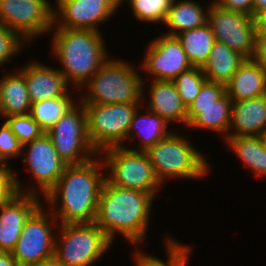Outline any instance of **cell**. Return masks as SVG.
<instances>
[{"mask_svg":"<svg viewBox=\"0 0 266 266\" xmlns=\"http://www.w3.org/2000/svg\"><path fill=\"white\" fill-rule=\"evenodd\" d=\"M176 37L181 43L191 65L203 68L215 43V37L209 24L205 23L195 29L182 31Z\"/></svg>","mask_w":266,"mask_h":266,"instance_id":"obj_25","label":"cell"},{"mask_svg":"<svg viewBox=\"0 0 266 266\" xmlns=\"http://www.w3.org/2000/svg\"><path fill=\"white\" fill-rule=\"evenodd\" d=\"M5 119V122L22 145L31 142L45 133L30 114L12 115Z\"/></svg>","mask_w":266,"mask_h":266,"instance_id":"obj_32","label":"cell"},{"mask_svg":"<svg viewBox=\"0 0 266 266\" xmlns=\"http://www.w3.org/2000/svg\"><path fill=\"white\" fill-rule=\"evenodd\" d=\"M79 103V108L75 103L46 132L67 165L82 164L96 154L99 156L88 138L86 109L82 102Z\"/></svg>","mask_w":266,"mask_h":266,"instance_id":"obj_9","label":"cell"},{"mask_svg":"<svg viewBox=\"0 0 266 266\" xmlns=\"http://www.w3.org/2000/svg\"><path fill=\"white\" fill-rule=\"evenodd\" d=\"M118 146L101 152L105 167L110 168L106 179L114 186L136 189L154 198L161 187L146 151Z\"/></svg>","mask_w":266,"mask_h":266,"instance_id":"obj_6","label":"cell"},{"mask_svg":"<svg viewBox=\"0 0 266 266\" xmlns=\"http://www.w3.org/2000/svg\"><path fill=\"white\" fill-rule=\"evenodd\" d=\"M34 193L17 192L0 205V252H12L25 222L41 205Z\"/></svg>","mask_w":266,"mask_h":266,"instance_id":"obj_16","label":"cell"},{"mask_svg":"<svg viewBox=\"0 0 266 266\" xmlns=\"http://www.w3.org/2000/svg\"><path fill=\"white\" fill-rule=\"evenodd\" d=\"M55 29L52 51L64 68L59 71L69 84L81 88L108 59L104 38L94 30Z\"/></svg>","mask_w":266,"mask_h":266,"instance_id":"obj_3","label":"cell"},{"mask_svg":"<svg viewBox=\"0 0 266 266\" xmlns=\"http://www.w3.org/2000/svg\"><path fill=\"white\" fill-rule=\"evenodd\" d=\"M148 111L154 112L167 123L183 122L187 126V108L172 81L152 80Z\"/></svg>","mask_w":266,"mask_h":266,"instance_id":"obj_20","label":"cell"},{"mask_svg":"<svg viewBox=\"0 0 266 266\" xmlns=\"http://www.w3.org/2000/svg\"><path fill=\"white\" fill-rule=\"evenodd\" d=\"M232 100L225 93L214 105L208 107H188L187 127L204 128L215 132L223 133L226 138L229 136L231 127Z\"/></svg>","mask_w":266,"mask_h":266,"instance_id":"obj_21","label":"cell"},{"mask_svg":"<svg viewBox=\"0 0 266 266\" xmlns=\"http://www.w3.org/2000/svg\"><path fill=\"white\" fill-rule=\"evenodd\" d=\"M95 160L93 157L82 164L67 165L56 185L44 196L52 209L61 203L58 211L54 208L51 221L55 223L58 218L61 224L95 221L100 192L106 179L101 172L104 161L101 164V161Z\"/></svg>","mask_w":266,"mask_h":266,"instance_id":"obj_1","label":"cell"},{"mask_svg":"<svg viewBox=\"0 0 266 266\" xmlns=\"http://www.w3.org/2000/svg\"><path fill=\"white\" fill-rule=\"evenodd\" d=\"M154 199L151 194L117 187L105 179L94 222L111 242L116 233H120L129 242L140 244L147 234L149 212Z\"/></svg>","mask_w":266,"mask_h":266,"instance_id":"obj_2","label":"cell"},{"mask_svg":"<svg viewBox=\"0 0 266 266\" xmlns=\"http://www.w3.org/2000/svg\"><path fill=\"white\" fill-rule=\"evenodd\" d=\"M140 103L84 104L88 138L97 153L123 146Z\"/></svg>","mask_w":266,"mask_h":266,"instance_id":"obj_8","label":"cell"},{"mask_svg":"<svg viewBox=\"0 0 266 266\" xmlns=\"http://www.w3.org/2000/svg\"><path fill=\"white\" fill-rule=\"evenodd\" d=\"M41 204L27 219L11 252L21 266H33L54 256L55 240L48 213ZM48 216V217H47Z\"/></svg>","mask_w":266,"mask_h":266,"instance_id":"obj_12","label":"cell"},{"mask_svg":"<svg viewBox=\"0 0 266 266\" xmlns=\"http://www.w3.org/2000/svg\"><path fill=\"white\" fill-rule=\"evenodd\" d=\"M225 93V84L206 80L202 85L198 96L188 107H208L214 105V102L221 98Z\"/></svg>","mask_w":266,"mask_h":266,"instance_id":"obj_36","label":"cell"},{"mask_svg":"<svg viewBox=\"0 0 266 266\" xmlns=\"http://www.w3.org/2000/svg\"><path fill=\"white\" fill-rule=\"evenodd\" d=\"M60 239L55 240L56 258L65 266H89L111 246L105 232L95 223L60 225Z\"/></svg>","mask_w":266,"mask_h":266,"instance_id":"obj_7","label":"cell"},{"mask_svg":"<svg viewBox=\"0 0 266 266\" xmlns=\"http://www.w3.org/2000/svg\"><path fill=\"white\" fill-rule=\"evenodd\" d=\"M125 0L120 1V5ZM132 13L141 22H164L173 0H127Z\"/></svg>","mask_w":266,"mask_h":266,"instance_id":"obj_30","label":"cell"},{"mask_svg":"<svg viewBox=\"0 0 266 266\" xmlns=\"http://www.w3.org/2000/svg\"><path fill=\"white\" fill-rule=\"evenodd\" d=\"M146 51L141 67L153 75L152 80L173 81L193 67L176 36L161 35L149 43Z\"/></svg>","mask_w":266,"mask_h":266,"instance_id":"obj_14","label":"cell"},{"mask_svg":"<svg viewBox=\"0 0 266 266\" xmlns=\"http://www.w3.org/2000/svg\"><path fill=\"white\" fill-rule=\"evenodd\" d=\"M53 8L47 0H0V23L30 42L52 31Z\"/></svg>","mask_w":266,"mask_h":266,"instance_id":"obj_10","label":"cell"},{"mask_svg":"<svg viewBox=\"0 0 266 266\" xmlns=\"http://www.w3.org/2000/svg\"><path fill=\"white\" fill-rule=\"evenodd\" d=\"M206 77L200 67H191L190 69L182 72L172 82L178 90L182 103L188 106L198 96L199 91L206 81Z\"/></svg>","mask_w":266,"mask_h":266,"instance_id":"obj_31","label":"cell"},{"mask_svg":"<svg viewBox=\"0 0 266 266\" xmlns=\"http://www.w3.org/2000/svg\"><path fill=\"white\" fill-rule=\"evenodd\" d=\"M173 132L146 151L160 183L168 177L192 180L206 176L210 167L205 156L186 137Z\"/></svg>","mask_w":266,"mask_h":266,"instance_id":"obj_5","label":"cell"},{"mask_svg":"<svg viewBox=\"0 0 266 266\" xmlns=\"http://www.w3.org/2000/svg\"><path fill=\"white\" fill-rule=\"evenodd\" d=\"M143 82L130 63L108 58L83 85L88 92L80 100L83 104L140 103Z\"/></svg>","mask_w":266,"mask_h":266,"instance_id":"obj_4","label":"cell"},{"mask_svg":"<svg viewBox=\"0 0 266 266\" xmlns=\"http://www.w3.org/2000/svg\"><path fill=\"white\" fill-rule=\"evenodd\" d=\"M33 266H65V265L62 262H60L54 255Z\"/></svg>","mask_w":266,"mask_h":266,"instance_id":"obj_41","label":"cell"},{"mask_svg":"<svg viewBox=\"0 0 266 266\" xmlns=\"http://www.w3.org/2000/svg\"><path fill=\"white\" fill-rule=\"evenodd\" d=\"M207 9L205 11L200 4L193 0H173L163 22L171 30L166 34L176 36L182 31L203 26L207 23L209 7Z\"/></svg>","mask_w":266,"mask_h":266,"instance_id":"obj_24","label":"cell"},{"mask_svg":"<svg viewBox=\"0 0 266 266\" xmlns=\"http://www.w3.org/2000/svg\"><path fill=\"white\" fill-rule=\"evenodd\" d=\"M262 136H263V138L265 140V143H266V129H265V132H264V134Z\"/></svg>","mask_w":266,"mask_h":266,"instance_id":"obj_43","label":"cell"},{"mask_svg":"<svg viewBox=\"0 0 266 266\" xmlns=\"http://www.w3.org/2000/svg\"><path fill=\"white\" fill-rule=\"evenodd\" d=\"M226 93L232 101L266 95V71L254 59H245L226 84Z\"/></svg>","mask_w":266,"mask_h":266,"instance_id":"obj_19","label":"cell"},{"mask_svg":"<svg viewBox=\"0 0 266 266\" xmlns=\"http://www.w3.org/2000/svg\"><path fill=\"white\" fill-rule=\"evenodd\" d=\"M166 245L168 251V259L165 263L164 260L157 259L154 256L143 254L141 251L136 252L135 260L136 266H186L189 254H191L192 248L180 243L171 237H166Z\"/></svg>","mask_w":266,"mask_h":266,"instance_id":"obj_29","label":"cell"},{"mask_svg":"<svg viewBox=\"0 0 266 266\" xmlns=\"http://www.w3.org/2000/svg\"><path fill=\"white\" fill-rule=\"evenodd\" d=\"M24 43L26 42L16 32L0 23V67L10 62V59L20 52Z\"/></svg>","mask_w":266,"mask_h":266,"instance_id":"obj_34","label":"cell"},{"mask_svg":"<svg viewBox=\"0 0 266 266\" xmlns=\"http://www.w3.org/2000/svg\"><path fill=\"white\" fill-rule=\"evenodd\" d=\"M215 41L226 44L246 59H253L256 43V23L254 17L225 10L214 2L207 16Z\"/></svg>","mask_w":266,"mask_h":266,"instance_id":"obj_11","label":"cell"},{"mask_svg":"<svg viewBox=\"0 0 266 266\" xmlns=\"http://www.w3.org/2000/svg\"><path fill=\"white\" fill-rule=\"evenodd\" d=\"M0 266H21L11 252H0Z\"/></svg>","mask_w":266,"mask_h":266,"instance_id":"obj_40","label":"cell"},{"mask_svg":"<svg viewBox=\"0 0 266 266\" xmlns=\"http://www.w3.org/2000/svg\"><path fill=\"white\" fill-rule=\"evenodd\" d=\"M256 35H266V10L257 14L255 17Z\"/></svg>","mask_w":266,"mask_h":266,"instance_id":"obj_39","label":"cell"},{"mask_svg":"<svg viewBox=\"0 0 266 266\" xmlns=\"http://www.w3.org/2000/svg\"><path fill=\"white\" fill-rule=\"evenodd\" d=\"M70 96L32 103L30 115L47 132L74 105Z\"/></svg>","mask_w":266,"mask_h":266,"instance_id":"obj_28","label":"cell"},{"mask_svg":"<svg viewBox=\"0 0 266 266\" xmlns=\"http://www.w3.org/2000/svg\"><path fill=\"white\" fill-rule=\"evenodd\" d=\"M266 10V0H254V17Z\"/></svg>","mask_w":266,"mask_h":266,"instance_id":"obj_42","label":"cell"},{"mask_svg":"<svg viewBox=\"0 0 266 266\" xmlns=\"http://www.w3.org/2000/svg\"><path fill=\"white\" fill-rule=\"evenodd\" d=\"M18 70L16 74H6L0 80V114L4 118L31 112L32 104L24 73L20 69Z\"/></svg>","mask_w":266,"mask_h":266,"instance_id":"obj_22","label":"cell"},{"mask_svg":"<svg viewBox=\"0 0 266 266\" xmlns=\"http://www.w3.org/2000/svg\"><path fill=\"white\" fill-rule=\"evenodd\" d=\"M20 70L24 73L31 104L38 101L70 96L66 92L69 83L59 69L34 61Z\"/></svg>","mask_w":266,"mask_h":266,"instance_id":"obj_17","label":"cell"},{"mask_svg":"<svg viewBox=\"0 0 266 266\" xmlns=\"http://www.w3.org/2000/svg\"><path fill=\"white\" fill-rule=\"evenodd\" d=\"M22 144L5 122L0 129V161L22 155Z\"/></svg>","mask_w":266,"mask_h":266,"instance_id":"obj_35","label":"cell"},{"mask_svg":"<svg viewBox=\"0 0 266 266\" xmlns=\"http://www.w3.org/2000/svg\"><path fill=\"white\" fill-rule=\"evenodd\" d=\"M226 141L254 174L266 176V143L263 136H228Z\"/></svg>","mask_w":266,"mask_h":266,"instance_id":"obj_26","label":"cell"},{"mask_svg":"<svg viewBox=\"0 0 266 266\" xmlns=\"http://www.w3.org/2000/svg\"><path fill=\"white\" fill-rule=\"evenodd\" d=\"M139 109L134 112L130 128L128 131V137L137 131L138 136L142 138L141 145L137 151H147L150 147H153L158 141L167 137L171 132L167 131L169 123L154 112L149 111L147 114L139 115ZM130 135V136H129Z\"/></svg>","mask_w":266,"mask_h":266,"instance_id":"obj_27","label":"cell"},{"mask_svg":"<svg viewBox=\"0 0 266 266\" xmlns=\"http://www.w3.org/2000/svg\"><path fill=\"white\" fill-rule=\"evenodd\" d=\"M253 59L266 71V35H256Z\"/></svg>","mask_w":266,"mask_h":266,"instance_id":"obj_38","label":"cell"},{"mask_svg":"<svg viewBox=\"0 0 266 266\" xmlns=\"http://www.w3.org/2000/svg\"><path fill=\"white\" fill-rule=\"evenodd\" d=\"M231 126L236 132H229V136H262L266 129V95L233 101Z\"/></svg>","mask_w":266,"mask_h":266,"instance_id":"obj_18","label":"cell"},{"mask_svg":"<svg viewBox=\"0 0 266 266\" xmlns=\"http://www.w3.org/2000/svg\"><path fill=\"white\" fill-rule=\"evenodd\" d=\"M7 165V162L0 161V205L6 203L17 192L34 193L38 195L37 192H35V187L29 189L30 191L22 192L24 190L19 183L20 181L17 179L18 176H16L15 171L10 169Z\"/></svg>","mask_w":266,"mask_h":266,"instance_id":"obj_33","label":"cell"},{"mask_svg":"<svg viewBox=\"0 0 266 266\" xmlns=\"http://www.w3.org/2000/svg\"><path fill=\"white\" fill-rule=\"evenodd\" d=\"M245 59L226 44L215 41L209 59L202 70L208 81L226 85Z\"/></svg>","mask_w":266,"mask_h":266,"instance_id":"obj_23","label":"cell"},{"mask_svg":"<svg viewBox=\"0 0 266 266\" xmlns=\"http://www.w3.org/2000/svg\"><path fill=\"white\" fill-rule=\"evenodd\" d=\"M119 6L120 0H58L53 26L99 31L97 26L115 14Z\"/></svg>","mask_w":266,"mask_h":266,"instance_id":"obj_13","label":"cell"},{"mask_svg":"<svg viewBox=\"0 0 266 266\" xmlns=\"http://www.w3.org/2000/svg\"><path fill=\"white\" fill-rule=\"evenodd\" d=\"M219 7L254 17V0H215Z\"/></svg>","mask_w":266,"mask_h":266,"instance_id":"obj_37","label":"cell"},{"mask_svg":"<svg viewBox=\"0 0 266 266\" xmlns=\"http://www.w3.org/2000/svg\"><path fill=\"white\" fill-rule=\"evenodd\" d=\"M26 145L28 149L26 150ZM25 148V149H24ZM24 150H26L24 152ZM23 158L32 172L41 193L45 196L58 182L67 164L60 158L51 138L45 132L40 137L22 146Z\"/></svg>","mask_w":266,"mask_h":266,"instance_id":"obj_15","label":"cell"}]
</instances>
